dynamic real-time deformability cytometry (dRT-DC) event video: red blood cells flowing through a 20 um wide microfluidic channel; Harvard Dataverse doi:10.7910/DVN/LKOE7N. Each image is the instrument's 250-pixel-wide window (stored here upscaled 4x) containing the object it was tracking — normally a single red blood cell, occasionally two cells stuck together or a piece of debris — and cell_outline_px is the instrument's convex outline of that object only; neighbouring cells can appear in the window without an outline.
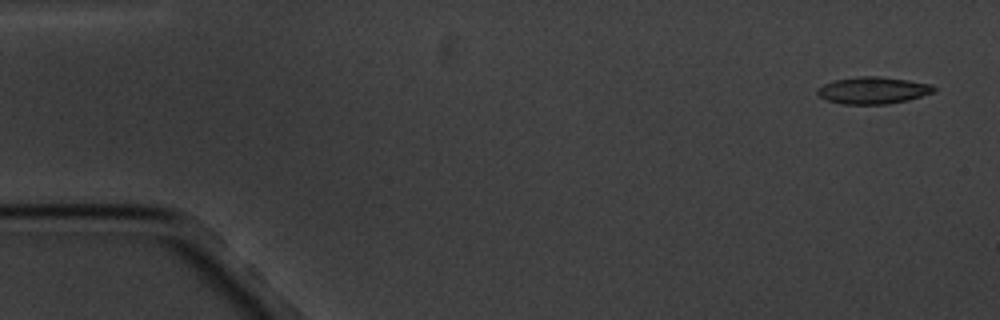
{"species": "common noctule bat (a hibernating species)", "species_latin": "Nyctalus noctula", "temperature_condition": "cold", "stored_images_in_passage": 5, "camera_frame_rate_fps": 3000, "um_per_image_px": 0.085, "animal": {"sex": "male", "body_mass_g": 20.1, "forearm_length_mm": 53.5}, "frame": {"image": 1, "passage_image": 1, "time_ms": 0.0, "image_size_px": [1000, 320], "cell_outline_px": [[936, 92], [908, 100], [888, 104], [840, 104], [828, 100], [820, 96], [816, 92], [816, 88], [832, 80], [856, 76], [876, 76], [908, 80], [932, 84], [936, 88]], "centroid_in_image_um": [74.21, 7.67], "position_along_channel_um": 10.8, "area_um2": 18.5}}
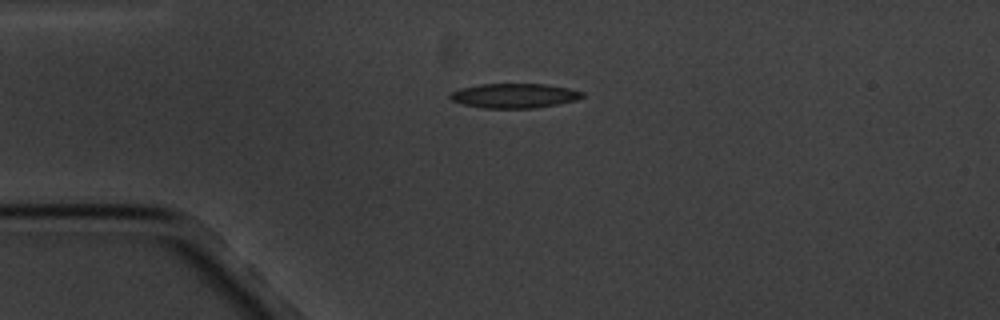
{"frame": {"image": 2, "passage_image": 4, "time_ms": 3.667, "image_size_px": [1000, 320], "cell_outline_px": [[584, 96], [576, 100], [556, 104], [532, 108], [480, 108], [464, 104], [452, 100], [448, 96], [452, 92], [460, 88], [480, 84], [544, 84], [568, 88], [584, 92]], "centroid_in_image_um": [43.7, 8.13], "position_along_channel_um": 41.3, "area_um2": 18.79}}